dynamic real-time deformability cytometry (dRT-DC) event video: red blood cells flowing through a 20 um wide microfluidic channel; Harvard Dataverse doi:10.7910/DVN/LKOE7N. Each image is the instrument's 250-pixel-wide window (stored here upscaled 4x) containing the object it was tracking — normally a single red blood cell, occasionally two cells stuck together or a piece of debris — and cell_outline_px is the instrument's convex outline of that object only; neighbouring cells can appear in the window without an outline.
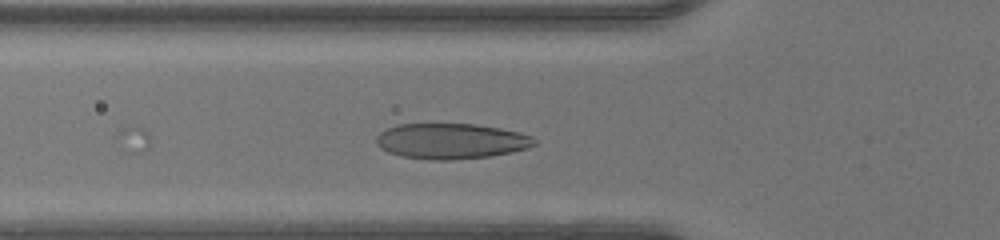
{"species": "human", "species_latin": "Homo sapiens", "temperature_condition": "warm", "stored_images_in_passage": 33, "camera_frame_rate_fps": 3000, "um_per_image_px": 0.085, "donor": {"sex": "male"}, "frame": {"image": 1, "passage_image": 12, "time_ms": 3.667, "image_size_px": [1000, 240], "cell_outline_px": [[536, 144], [528, 148], [512, 152], [492, 156], [452, 160], [428, 160], [400, 156], [388, 152], [380, 148], [376, 144], [376, 136], [384, 128], [396, 124], [476, 124], [500, 128], [520, 132], [532, 136], [536, 140]], "centroid_in_image_um": [38.32, 12.0], "position_along_channel_um": 87.5, "area_um2": 33.18}}
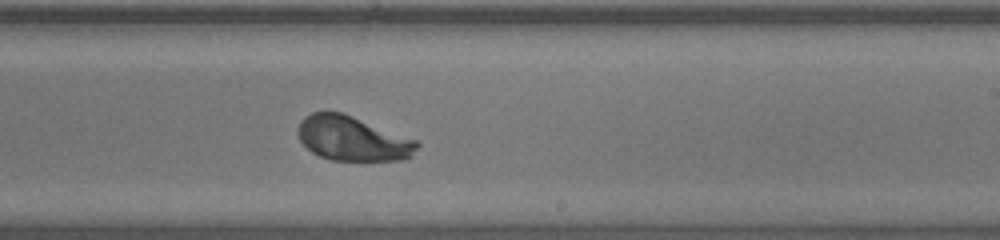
{"frame": {"image": 2, "passage_image": 24, "time_ms": 7.667, "image_size_px": [1000, 240], "cell_outline_px": [[420, 144], [412, 156], [404, 160], [332, 160], [320, 156], [312, 152], [300, 140], [300, 120], [304, 116], [312, 112], [344, 112], [416, 140]], "centroid_in_image_um": [30.0, 11.77], "position_along_channel_um": 259.0, "area_um2": 30.75}}
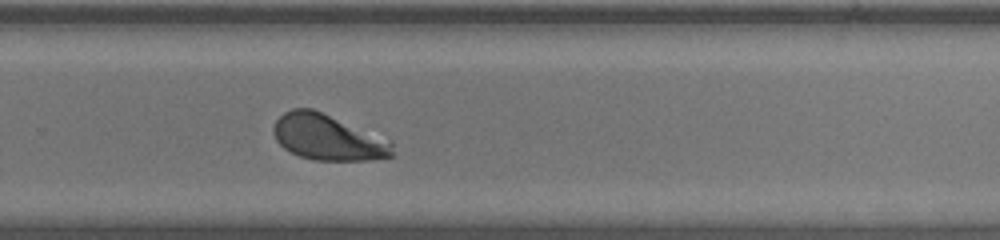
{"frame": {"image": 3, "passage_image": 27, "time_ms": 8.667, "image_size_px": [1000, 240], "cell_outline_px": [[392, 156], [368, 160], [316, 160], [300, 156], [284, 148], [276, 140], [272, 132], [272, 128], [276, 120], [284, 112], [292, 108], [312, 108], [392, 140]], "centroid_in_image_um": [27.85, 11.67], "position_along_channel_um": 301.9, "area_um2": 31.67}}